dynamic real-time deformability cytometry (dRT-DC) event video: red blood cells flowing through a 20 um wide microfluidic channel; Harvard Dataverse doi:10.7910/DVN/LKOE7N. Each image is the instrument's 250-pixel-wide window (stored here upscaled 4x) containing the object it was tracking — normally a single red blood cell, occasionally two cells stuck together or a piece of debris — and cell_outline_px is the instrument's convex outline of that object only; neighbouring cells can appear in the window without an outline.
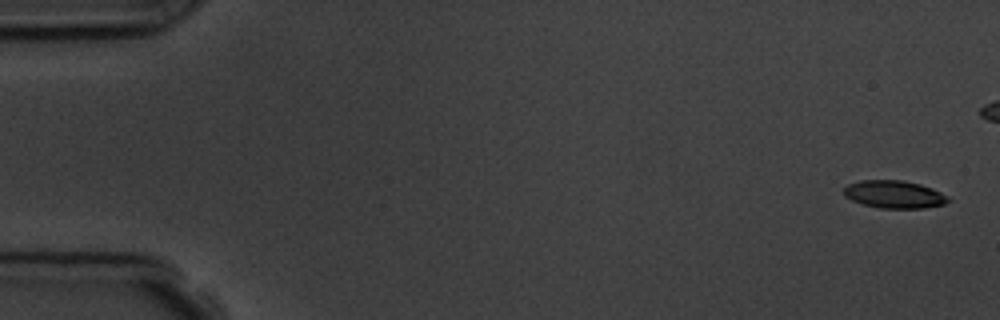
{"species": "common noctule bat (a hibernating species)", "species_latin": "Nyctalus noctula", "temperature_condition": "room temperature", "stored_images_in_passage": 6, "camera_frame_rate_fps": 3000, "um_per_image_px": 0.085, "animal": {"sex": "male", "body_mass_g": 19.5, "forearm_length_mm": 54.6}, "frame": {"image": 1, "passage_image": 1, "time_ms": 0.0, "image_size_px": [1000, 320], "cell_outline_px": [[952, 200], [944, 204], [924, 208], [880, 208], [864, 204], [852, 200], [844, 196], [844, 188], [848, 184], [860, 180], [904, 180], [920, 184], [932, 188], [948, 196]], "centroid_in_image_um": [76.03, 16.51], "position_along_channel_um": 9.0, "area_um2": 16.88}}